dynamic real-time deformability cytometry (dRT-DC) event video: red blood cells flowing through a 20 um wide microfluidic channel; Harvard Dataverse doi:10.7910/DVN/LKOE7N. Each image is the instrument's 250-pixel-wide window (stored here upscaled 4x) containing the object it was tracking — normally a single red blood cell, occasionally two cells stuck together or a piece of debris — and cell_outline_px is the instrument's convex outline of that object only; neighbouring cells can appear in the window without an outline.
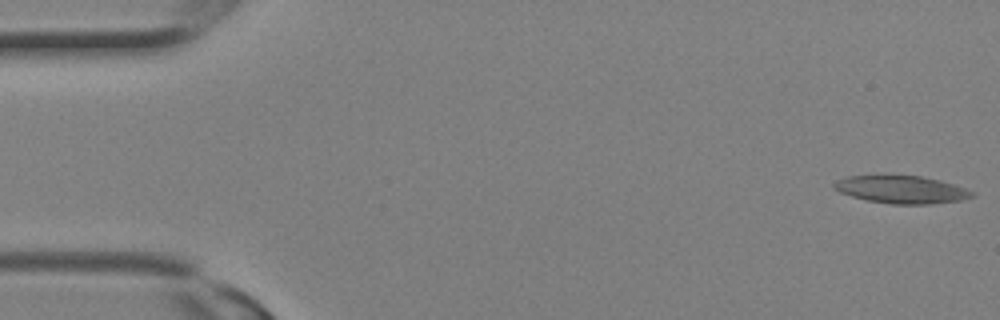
{"species": "Egyptian fruit bat (a non-hibernating species)", "species_latin": "Rousettus aegyptiacus", "temperature_condition": "room temperature", "stored_images_in_passage": 18, "camera_frame_rate_fps": 3000, "um_per_image_px": 0.085, "animal": {"sex": "female"}, "frame": {"image": 1, "passage_image": 1, "time_ms": 0.0, "image_size_px": [1000, 320], "cell_outline_px": [[976, 192], [972, 196], [960, 200], [932, 204], [892, 204], [868, 200], [852, 196], [840, 192], [832, 188], [832, 184], [836, 180], [848, 176], [920, 176], [940, 180]], "centroid_in_image_um": [76.61, 16.11], "position_along_channel_um": 8.4, "area_um2": 21.96}}
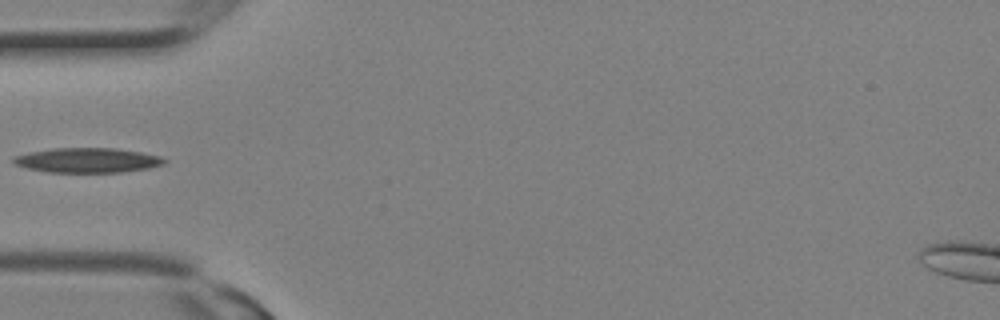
{"frame": {"image": 2, "passage_image": 10, "time_ms": 3.0, "image_size_px": [1000, 320], "cell_outline_px": [[168, 160], [164, 164], [148, 168], [120, 172], [48, 172], [28, 168], [16, 164], [12, 160], [12, 156], [28, 152], [52, 148], [116, 148], [140, 152], [160, 156]], "centroid_in_image_um": [7.43, 13.61], "position_along_channel_um": 77.6, "area_um2": 21.73}}
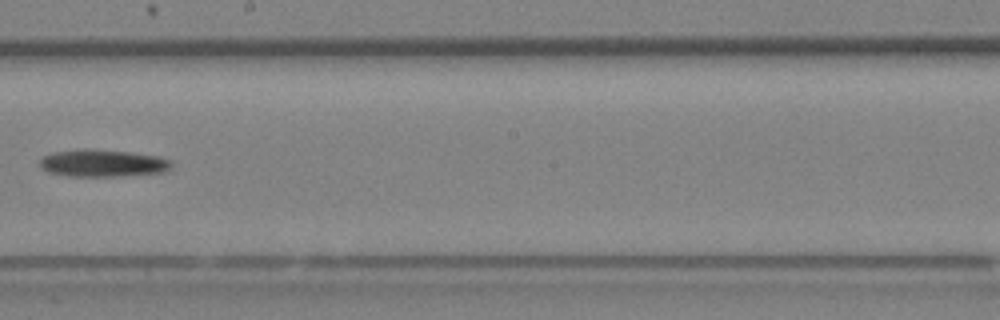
{"frame": {"image": 3, "passage_image": 17, "time_ms": 5.333, "image_size_px": [1000, 320], "cell_outline_px": [[172, 168], [168, 172], [120, 176], [68, 176], [48, 172], [40, 168], [40, 160], [44, 156], [52, 152], [128, 152], [156, 156], [172, 160]], "centroid_in_image_um": [8.82, 13.93], "position_along_channel_um": 239.4, "area_um2": 20.0}}